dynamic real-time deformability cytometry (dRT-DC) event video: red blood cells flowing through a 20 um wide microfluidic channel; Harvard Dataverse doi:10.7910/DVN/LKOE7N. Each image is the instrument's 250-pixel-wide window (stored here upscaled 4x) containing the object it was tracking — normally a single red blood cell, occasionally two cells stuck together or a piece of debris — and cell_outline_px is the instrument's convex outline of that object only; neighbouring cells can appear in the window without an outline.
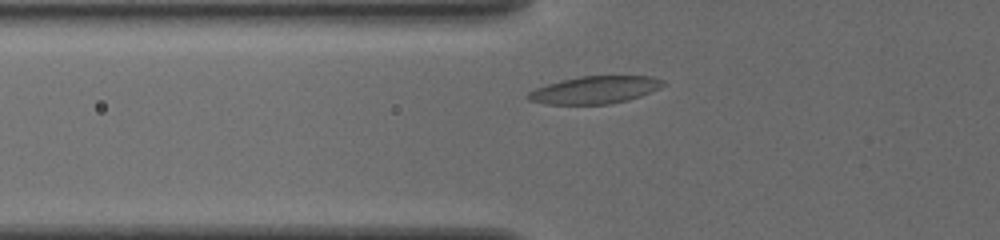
{"species": "common noctule bat (a hibernating species)", "species_latin": "Nyctalus noctula", "temperature_condition": "cold", "stored_images_in_passage": 42, "camera_frame_rate_fps": 3000, "um_per_image_px": 0.085, "animal": {"sex": "female", "body_mass_g": 19.5, "forearm_length_mm": 54.1}, "frame": {"image": 1, "passage_image": 7, "time_ms": 2.0, "image_size_px": [1000, 240], "cell_outline_px": [[664, 84], [660, 88], [640, 96], [628, 100], [608, 104], [544, 104], [528, 100], [524, 96], [528, 92], [536, 88], [560, 80], [580, 76], [652, 76], [664, 80]], "centroid_in_image_um": [50.53, 7.64], "position_along_channel_um": 75.3, "area_um2": 21.68}}
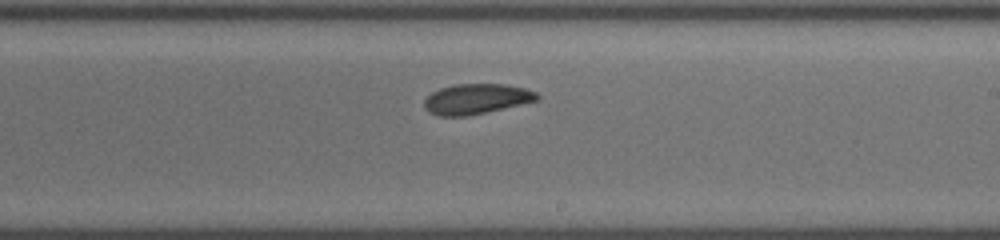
{"frame": {"image": 2, "passage_image": 21, "time_ms": 6.667, "image_size_px": [1000, 240], "cell_outline_px": [[540, 100], [468, 116], [440, 116], [428, 112], [424, 108], [424, 100], [432, 92], [440, 88], [456, 84], [504, 84], [524, 88], [536, 92], [540, 96]], "centroid_in_image_um": [40.49, 8.41], "position_along_channel_um": 248.5, "area_um2": 19.94}}
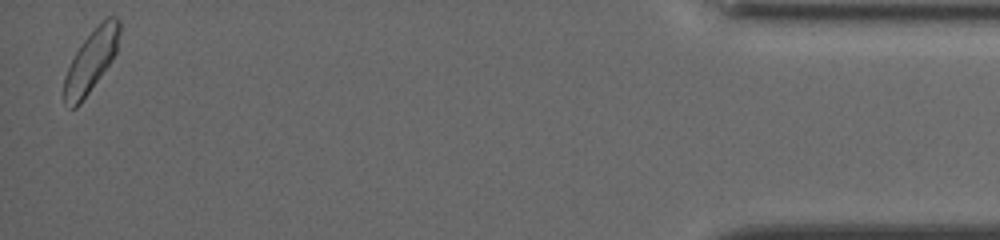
{"frame": {"image": 3, "passage_image": 41, "time_ms": 13.333, "image_size_px": [1000, 240], "cell_outline_px": [[120, 32], [116, 52], [112, 60], [80, 104], [76, 108], [72, 108], [64, 100], [64, 76], [80, 44], [108, 16], [116, 16], [120, 20]], "centroid_in_image_um": [7.76, 5.17], "position_along_channel_um": 427.4, "area_um2": 19.54}, "authors_computed_cell_mechanics": {"area_um2": 20.4034, "velocity_mm_per_s": 3.749, "shape_relaxation_time_tau1_ms": 4.0584, "shape_relaxation_time_tau2_ms": 7.3671, "deformation_change_tau1": 0.0984, "deformation_change_tau2": 0.11}}